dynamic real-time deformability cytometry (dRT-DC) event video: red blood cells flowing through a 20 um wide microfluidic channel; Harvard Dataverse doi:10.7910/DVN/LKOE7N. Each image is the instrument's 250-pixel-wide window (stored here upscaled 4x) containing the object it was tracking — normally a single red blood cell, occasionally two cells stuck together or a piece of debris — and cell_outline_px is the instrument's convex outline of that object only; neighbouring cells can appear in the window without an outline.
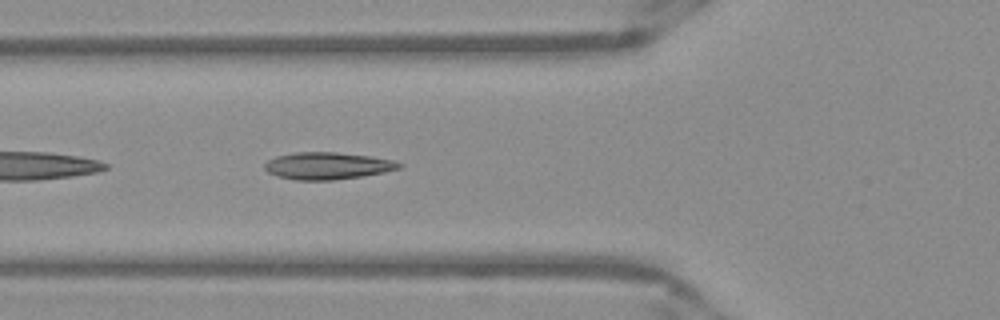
{"species": "Egyptian fruit bat (a non-hibernating species)", "species_latin": "Rousettus aegyptiacus", "temperature_condition": "warm", "stored_images_in_passage": 37, "camera_frame_rate_fps": 3000, "um_per_image_px": 0.085, "frame": {"image": 1, "passage_image": 4, "time_ms": 1.0, "image_size_px": [1000, 320], "cell_outline_px": [[404, 164], [400, 168], [384, 172], [360, 176], [332, 180], [296, 180], [276, 176], [268, 172], [264, 168], [264, 164], [268, 160], [276, 156], [292, 152], [336, 152], [372, 156], [392, 160]], "centroid_in_image_um": [27.81, 14.08], "position_along_channel_um": 98.0, "area_um2": 21.27}}
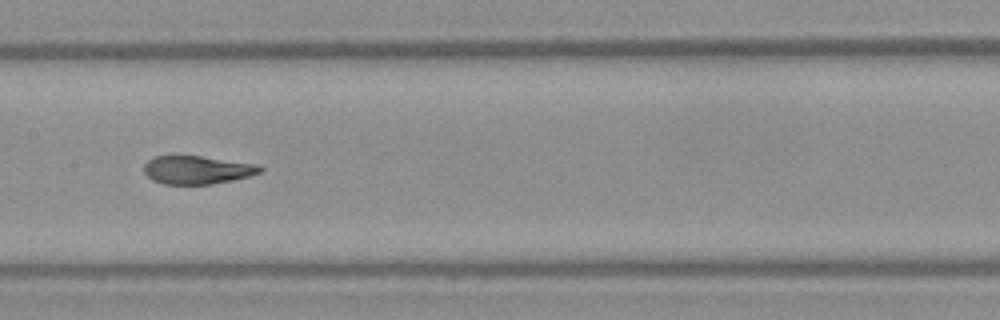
{"frame": {"image": 2, "passage_image": 11, "time_ms": 3.333, "image_size_px": [1000, 320], "cell_outline_px": [[264, 168], [260, 172], [248, 176], [232, 180], [212, 184], [164, 184], [152, 180], [144, 172], [144, 164], [152, 156], [200, 156], [256, 164]], "centroid_in_image_um": [16.72, 14.44], "position_along_channel_um": 190.7, "area_um2": 18.96}}
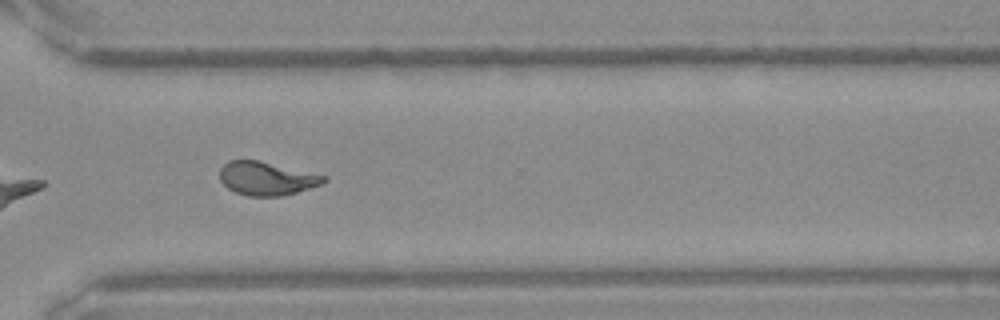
{"frame": {"image": 3, "passage_image": 23, "time_ms": 7.333, "image_size_px": [1000, 320], "cell_outline_px": [[328, 180], [324, 184], [296, 192], [280, 196], [248, 196], [236, 192], [228, 188], [220, 180], [220, 168], [228, 160], [260, 160], [328, 176]], "centroid_in_image_um": [22.7, 15.16], "position_along_channel_um": 347.9, "area_um2": 20.46}, "authors_computed_cell_mechanics": {"area_um2": 20.4612, "velocity_mm_per_s": 3.9351, "shape_relaxation_time_tau1_ms": null, "shape_relaxation_time_tau2_ms": 0.9254, "deformation_change_tau1": null, "deformation_change_tau2": 0.0677}}